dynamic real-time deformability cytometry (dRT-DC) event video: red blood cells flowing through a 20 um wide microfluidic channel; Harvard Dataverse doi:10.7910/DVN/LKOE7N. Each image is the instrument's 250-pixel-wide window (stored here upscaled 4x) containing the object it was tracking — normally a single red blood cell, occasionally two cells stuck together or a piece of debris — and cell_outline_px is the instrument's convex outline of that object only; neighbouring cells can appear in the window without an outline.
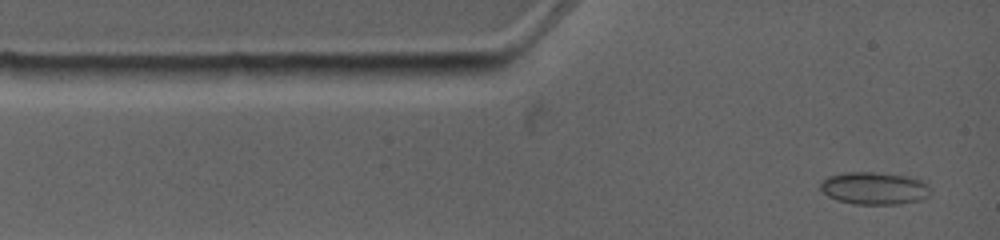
{"species": "common noctule bat (a hibernating species)", "species_latin": "Nyctalus noctula", "temperature_condition": "warm", "stored_images_in_passage": 3, "camera_frame_rate_fps": 4500, "um_per_image_px": 0.085, "animal": {"sex": "female", "body_mass_g": 19.0, "forearm_length_mm": 53.3}, "frame": {"image": 1, "passage_image": 1, "time_ms": 0.0, "image_size_px": [1000, 240], "cell_outline_px": [[928, 196], [920, 200], [900, 204], [856, 204], [836, 200], [828, 196], [820, 188], [820, 180], [828, 176], [844, 172], [872, 172], [904, 176], [920, 180], [928, 184]], "centroid_in_image_um": [74.26, 16.0], "position_along_channel_um": 10.7, "area_um2": 20.69}}
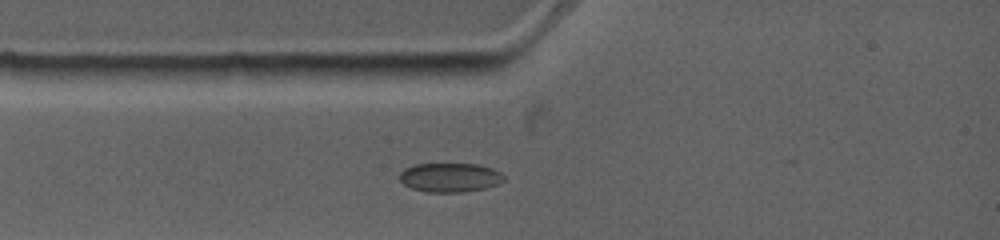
{"frame": {"image": 2, "passage_image": 3, "time_ms": 1.778, "image_size_px": [1000, 240], "cell_outline_px": [[504, 180], [496, 184], [484, 188], [464, 192], [428, 192], [412, 188], [404, 184], [400, 180], [400, 172], [404, 168], [416, 164], [476, 164], [492, 168], [500, 172], [504, 176]], "centroid_in_image_um": [38.23, 15.08], "position_along_channel_um": 46.8, "area_um2": 17.57}}